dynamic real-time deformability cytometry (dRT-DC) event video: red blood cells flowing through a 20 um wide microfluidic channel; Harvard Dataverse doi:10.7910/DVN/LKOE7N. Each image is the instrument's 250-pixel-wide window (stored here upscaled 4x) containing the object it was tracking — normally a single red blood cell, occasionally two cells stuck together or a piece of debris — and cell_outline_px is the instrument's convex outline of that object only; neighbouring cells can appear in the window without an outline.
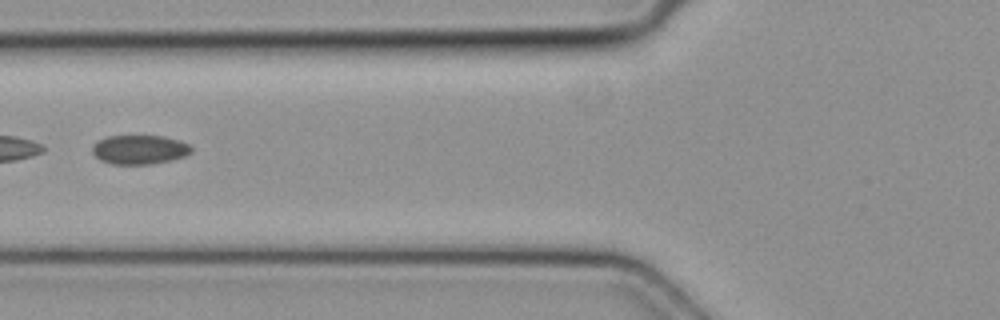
{"species": "common noctule bat (a hibernating species)", "species_latin": "Nyctalus noctula", "temperature_condition": "cold", "stored_images_in_passage": 3, "segment_of_instrument_passage": [2, 2], "camera_frame_rate_fps": 3000, "um_per_image_px": 0.085, "animal": {"sex": "female", "body_mass_g": 19.3, "forearm_length_mm": 54.1}, "frame": {"image": 1, "passage_image": 3, "time_ms": 0.667, "image_size_px": [1000, 320], "cell_outline_px": [[192, 152], [184, 156], [172, 160], [152, 164], [112, 164], [100, 160], [92, 152], [92, 144], [108, 136], [164, 136], [180, 140], [188, 144], [192, 148]], "centroid_in_image_um": [11.87, 12.72], "position_along_channel_um": 113.9, "area_um2": 16.88}}